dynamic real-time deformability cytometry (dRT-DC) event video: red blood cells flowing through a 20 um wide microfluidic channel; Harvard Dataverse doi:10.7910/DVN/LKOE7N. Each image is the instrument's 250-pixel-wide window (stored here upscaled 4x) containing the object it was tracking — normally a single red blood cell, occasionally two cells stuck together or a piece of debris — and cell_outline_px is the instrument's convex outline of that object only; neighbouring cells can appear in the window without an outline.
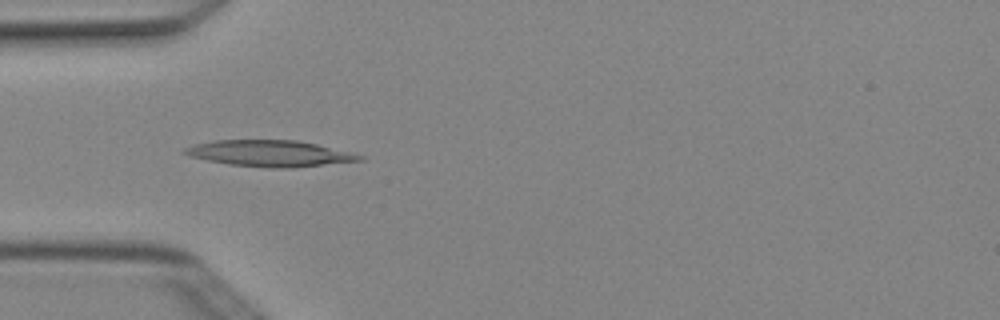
{"species": "Egyptian fruit bat (a non-hibernating species)", "species_latin": "Rousettus aegyptiacus", "temperature_condition": "cold", "stored_images_in_passage": 6, "camera_frame_rate_fps": 3000, "um_per_image_px": 0.085, "animal": {"sex": "female"}, "frame": {"image": 1, "passage_image": 4, "time_ms": 1.0, "image_size_px": [1000, 320], "cell_outline_px": [[364, 160], [292, 168], [268, 168], [228, 164], [188, 156], [180, 152], [184, 148], [196, 144], [216, 140], [296, 140], [316, 144], [364, 156]], "centroid_in_image_um": [22.89, 13.04], "position_along_channel_um": 62.1, "area_um2": 26.59}}
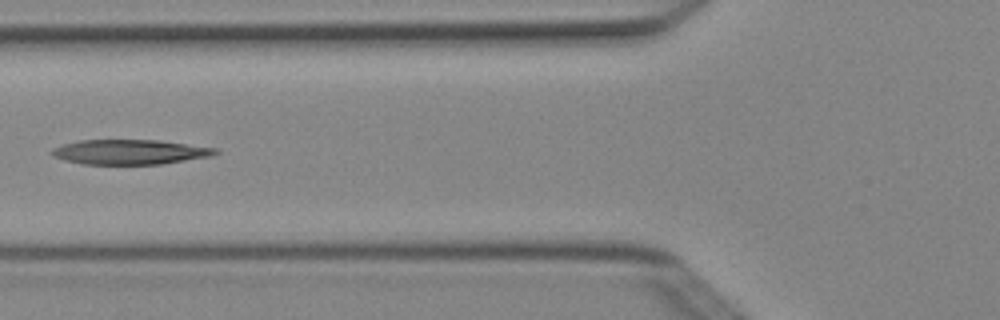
{"frame": {"image": 2, "passage_image": 5, "time_ms": 1.333, "image_size_px": [1000, 320], "cell_outline_px": [[220, 152], [212, 156], [160, 164], [80, 164], [64, 160], [52, 156], [48, 152], [52, 148], [64, 144], [80, 140], [160, 140], [216, 148]], "centroid_in_image_um": [11.01, 12.92], "position_along_channel_um": 114.8, "area_um2": 23.76}}
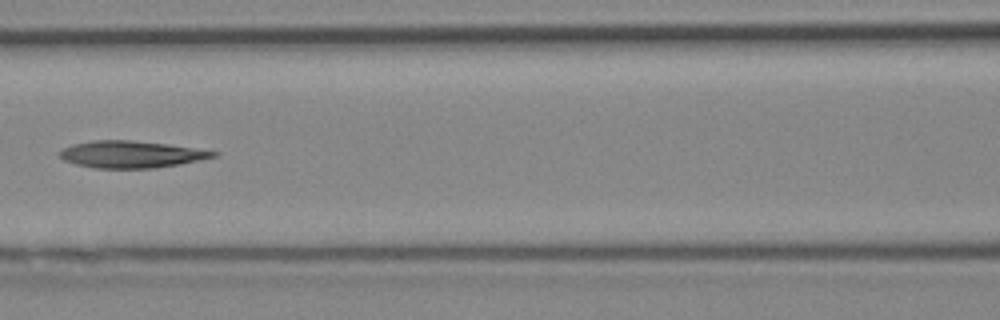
{"frame": {"image": 3, "passage_image": 6, "time_ms": 1.667, "image_size_px": [1000, 320], "cell_outline_px": [[220, 152], [216, 156], [180, 164], [156, 168], [92, 168], [76, 164], [64, 160], [56, 156], [64, 148], [72, 144], [92, 140], [132, 140], [168, 144]], "centroid_in_image_um": [11.11, 13.12], "position_along_channel_um": 155.5, "area_um2": 24.16}}